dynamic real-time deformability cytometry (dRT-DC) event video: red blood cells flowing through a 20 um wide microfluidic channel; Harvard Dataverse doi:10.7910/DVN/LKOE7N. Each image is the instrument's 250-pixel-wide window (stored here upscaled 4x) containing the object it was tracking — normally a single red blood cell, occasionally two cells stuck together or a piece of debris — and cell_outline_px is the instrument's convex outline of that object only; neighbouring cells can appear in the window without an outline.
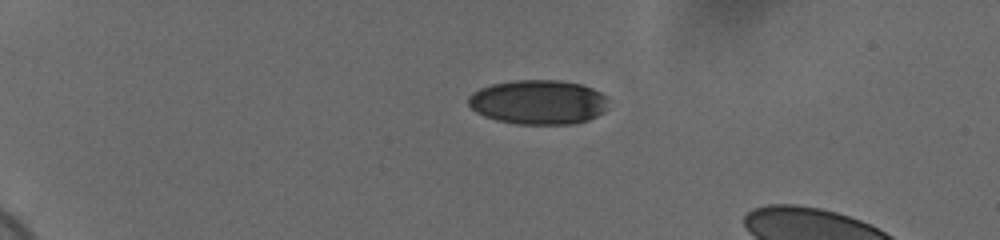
{"species": "human", "species_latin": "Homo sapiens", "temperature_condition": "cold", "stored_images_in_passage": 16, "camera_frame_rate_fps": 3000, "um_per_image_px": 0.085, "donor": {"sex": "female"}, "frame": {"image": 1, "passage_image": 8, "time_ms": 2.333, "image_size_px": [1000, 240], "cell_outline_px": [[608, 108], [604, 112], [588, 120], [576, 124], [516, 124], [496, 120], [484, 116], [476, 112], [468, 104], [468, 96], [472, 92], [480, 88], [492, 84], [516, 80], [560, 80], [580, 84], [592, 88], [608, 96]], "centroid_in_image_um": [45.78, 8.68], "position_along_channel_um": 39.2, "area_um2": 36.65}}
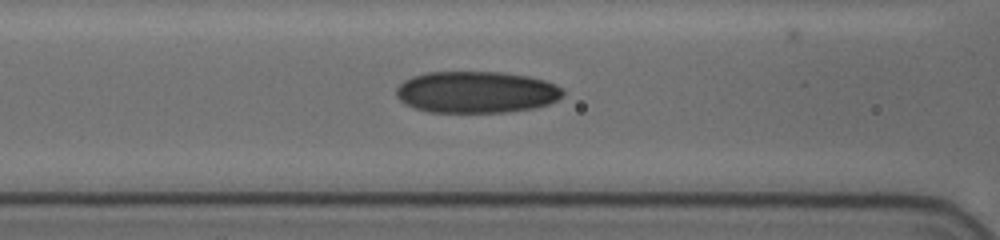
{"frame": {"image": 2, "passage_image": 14, "time_ms": 4.333, "image_size_px": [1000, 240], "cell_outline_px": [[564, 96], [548, 104], [532, 108], [508, 112], [428, 112], [404, 104], [396, 96], [396, 88], [404, 80], [412, 76], [428, 72], [504, 72], [528, 76], [544, 80], [556, 84], [564, 92]], "centroid_in_image_um": [40.48, 7.83], "position_along_channel_um": 126.1, "area_um2": 40.63}}
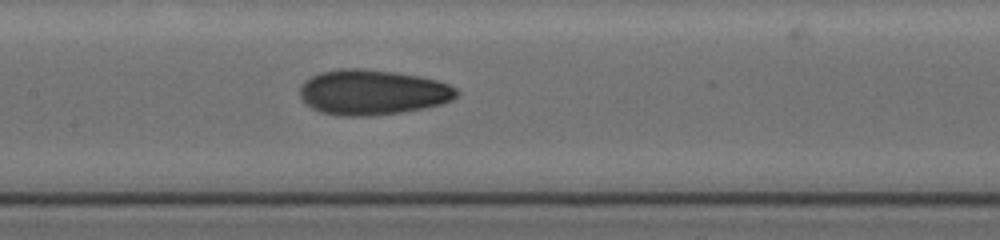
{"frame": {"image": 3, "passage_image": 16, "time_ms": 5.0, "image_size_px": [1000, 240], "cell_outline_px": [[460, 92], [452, 100], [440, 104], [424, 108], [400, 112], [368, 116], [340, 116], [320, 112], [312, 108], [300, 96], [300, 88], [312, 76], [320, 72], [340, 68], [360, 68], [392, 72], [420, 76], [436, 80], [448, 84], [456, 88]], "centroid_in_image_um": [31.68, 7.84], "position_along_channel_um": 175.7, "area_um2": 41.04}}